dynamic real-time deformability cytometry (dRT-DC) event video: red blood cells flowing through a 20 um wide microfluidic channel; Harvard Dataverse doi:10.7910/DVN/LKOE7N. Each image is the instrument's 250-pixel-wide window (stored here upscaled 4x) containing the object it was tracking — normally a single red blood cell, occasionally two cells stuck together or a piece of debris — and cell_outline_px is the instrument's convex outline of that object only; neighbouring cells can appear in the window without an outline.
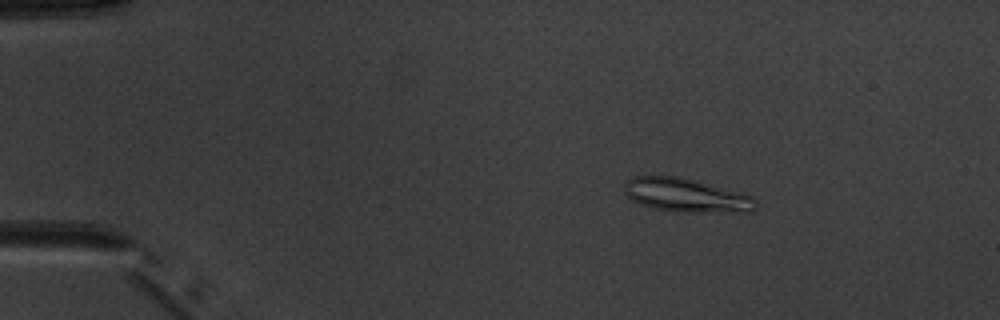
{"species": "common noctule bat (a hibernating species)", "species_latin": "Nyctalus noctula", "temperature_condition": "warm", "stored_images_in_passage": 3, "camera_frame_rate_fps": 3000, "um_per_image_px": 0.085, "animal": {"sex": "male", "body_mass_g": 20.1, "forearm_length_mm": 53.5}, "frame": {"image": 1, "passage_image": 2, "time_ms": 1.0, "image_size_px": [1000, 320], "cell_outline_px": [[756, 208], [752, 212], [684, 212], [652, 208], [640, 204], [632, 200], [624, 192], [624, 184], [632, 176], [680, 176], [744, 192], [752, 196], [756, 200]], "centroid_in_image_um": [58.37, 16.59], "position_along_channel_um": 26.6, "area_um2": 26.18}}